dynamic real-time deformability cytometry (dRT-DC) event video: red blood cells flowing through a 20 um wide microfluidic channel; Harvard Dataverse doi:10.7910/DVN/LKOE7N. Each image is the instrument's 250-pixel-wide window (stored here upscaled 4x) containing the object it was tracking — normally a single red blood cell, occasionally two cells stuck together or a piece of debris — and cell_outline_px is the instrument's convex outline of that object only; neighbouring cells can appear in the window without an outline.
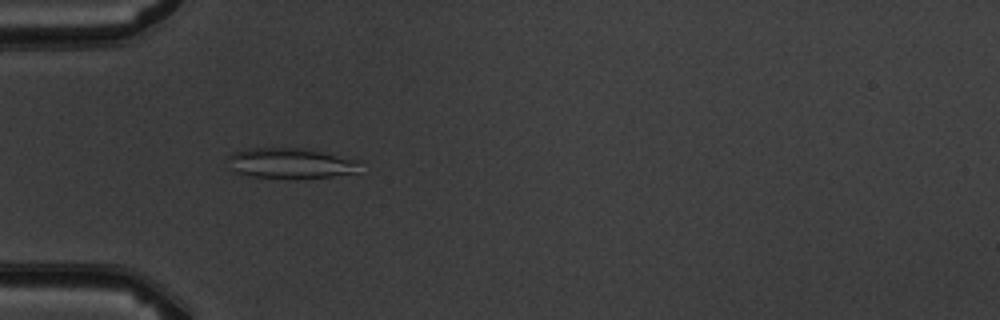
{"species": "common noctule bat (a hibernating species)", "species_latin": "Nyctalus noctula", "temperature_condition": "warm", "stored_images_in_passage": 7, "camera_frame_rate_fps": 3000, "um_per_image_px": 0.085, "animal": {"sex": "male", "body_mass_g": 19.5, "forearm_length_mm": 54.6}, "frame": {"image": 1, "passage_image": 5, "time_ms": 4.333, "image_size_px": [1000, 320], "cell_outline_px": [[360, 160], [356, 172], [332, 176], [252, 176], [232, 172], [228, 156], [232, 152], [248, 148], [304, 148]], "centroid_in_image_um": [24.65, 13.83], "position_along_channel_um": 60.3, "area_um2": 22.6}}
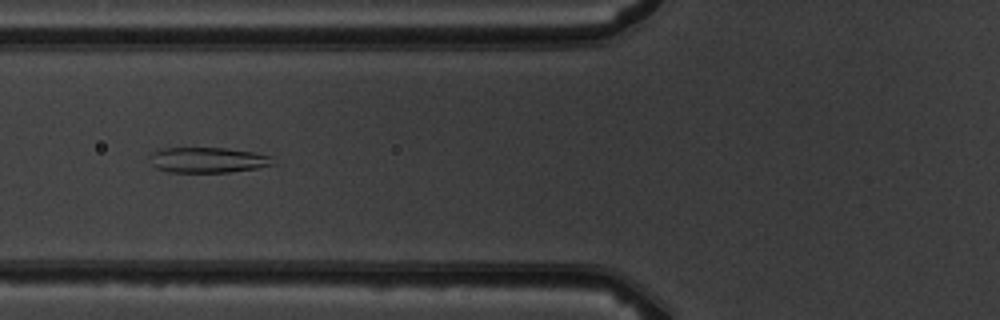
{"frame": {"image": 2, "passage_image": 6, "time_ms": 5.667, "image_size_px": [1000, 320], "cell_outline_px": [[276, 164], [256, 168], [228, 172], [168, 172], [156, 168], [152, 164], [148, 156], [152, 152], [160, 148], [224, 148], [252, 152], [272, 156]], "centroid_in_image_um": [17.64, 13.6], "position_along_channel_um": 108.2, "area_um2": 18.32}}